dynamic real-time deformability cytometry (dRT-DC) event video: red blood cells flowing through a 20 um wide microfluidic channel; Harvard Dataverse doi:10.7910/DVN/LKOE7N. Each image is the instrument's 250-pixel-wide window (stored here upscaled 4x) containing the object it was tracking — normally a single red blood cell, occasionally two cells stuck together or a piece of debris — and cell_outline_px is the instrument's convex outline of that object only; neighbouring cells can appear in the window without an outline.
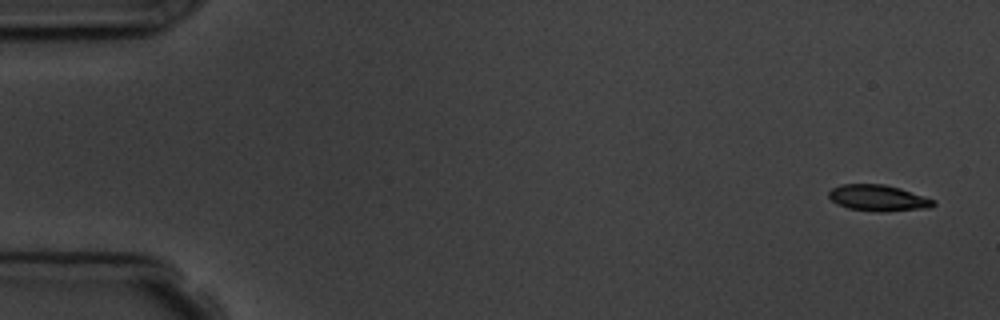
{"species": "common noctule bat (a hibernating species)", "species_latin": "Nyctalus noctula", "temperature_condition": "room temperature", "stored_images_in_passage": 11, "camera_frame_rate_fps": 3000, "um_per_image_px": 0.085, "animal": {"sex": "male", "body_mass_g": 19.5, "forearm_length_mm": 54.6}, "frame": {"image": 1, "passage_image": 1, "time_ms": 0.0, "image_size_px": [1000, 320], "cell_outline_px": [[936, 204], [932, 208], [884, 212], [876, 212], [848, 208], [836, 204], [828, 196], [828, 192], [832, 188], [840, 184], [884, 184], [900, 188], [936, 200]], "centroid_in_image_um": [74.67, 16.84], "position_along_channel_um": 10.3, "area_um2": 16.24}}
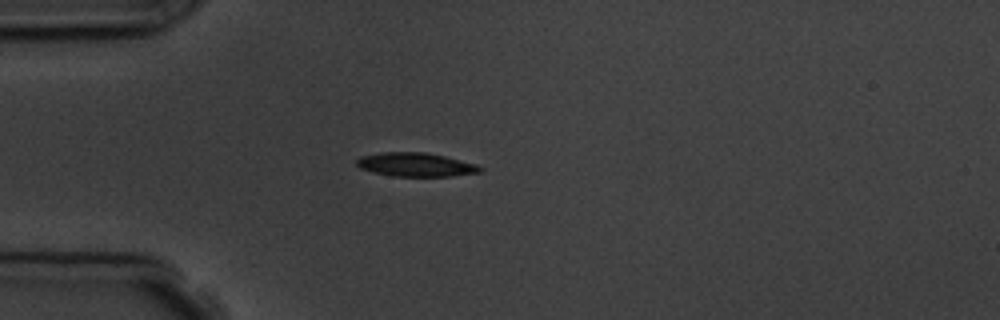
{"frame": {"image": 2, "passage_image": 4, "time_ms": 4.333, "image_size_px": [1000, 320], "cell_outline_px": [[484, 168], [480, 172], [452, 176], [392, 176], [372, 172], [360, 168], [356, 164], [356, 160], [360, 156], [380, 152], [424, 152], [444, 156], [476, 164]], "centroid_in_image_um": [35.31, 13.99], "position_along_channel_um": 49.7, "area_um2": 17.11}}